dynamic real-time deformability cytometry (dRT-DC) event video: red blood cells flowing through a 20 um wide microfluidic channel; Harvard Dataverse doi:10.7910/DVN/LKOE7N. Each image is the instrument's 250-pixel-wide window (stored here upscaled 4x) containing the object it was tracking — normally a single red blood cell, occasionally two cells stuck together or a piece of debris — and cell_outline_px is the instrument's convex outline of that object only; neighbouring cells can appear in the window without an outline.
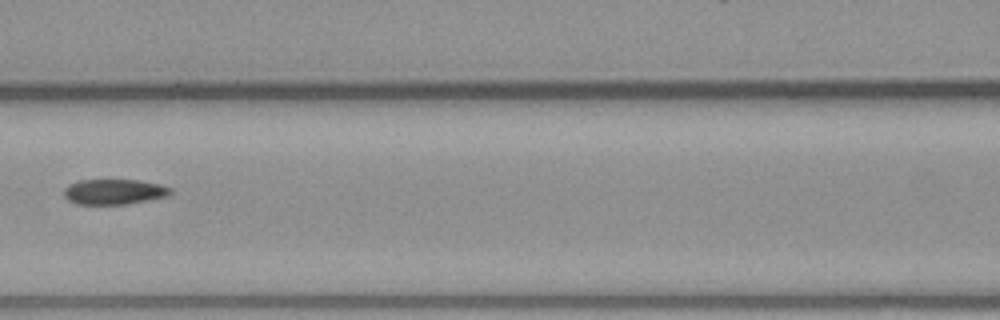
{"species": "common noctule bat (a hibernating species)", "species_latin": "Nyctalus noctula", "temperature_condition": "warm", "stored_images_in_passage": 3, "camera_frame_rate_fps": 3000, "um_per_image_px": 0.085, "animal": {"sex": "male", "body_mass_g": 23.1, "forearm_length_mm": 52.7}, "frame": {"image": 1, "passage_image": 3, "time_ms": 3.333, "image_size_px": [1000, 320], "cell_outline_px": [[172, 192], [168, 196], [128, 204], [76, 204], [68, 200], [64, 196], [64, 188], [68, 184], [80, 180], [140, 180], [160, 184], [172, 188]], "centroid_in_image_um": [9.7, 16.3], "position_along_channel_um": 156.9, "area_um2": 15.84}}